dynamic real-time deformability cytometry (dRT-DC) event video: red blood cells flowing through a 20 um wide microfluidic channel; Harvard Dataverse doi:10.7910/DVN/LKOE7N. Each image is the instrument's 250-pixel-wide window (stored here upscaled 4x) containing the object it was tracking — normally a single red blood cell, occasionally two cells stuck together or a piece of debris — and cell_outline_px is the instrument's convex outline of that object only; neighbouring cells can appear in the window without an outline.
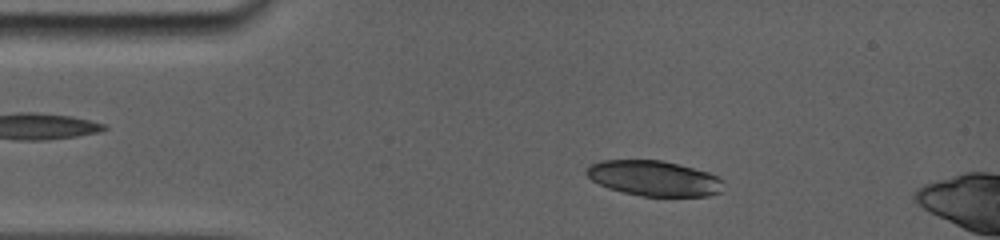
{"species": "common noctule bat (a hibernating species)", "species_latin": "Nyctalus noctula", "temperature_condition": "room temperature", "stored_images_in_passage": 4, "camera_frame_rate_fps": 5000, "um_per_image_px": 0.085, "animal": {"sex": "female", "body_mass_g": 19.0, "forearm_length_mm": 56.7}, "frame": {"image": 1, "passage_image": 2, "time_ms": 1.0, "image_size_px": [1000, 240], "cell_outline_px": [[724, 180], [720, 192], [708, 196], [640, 196], [608, 188], [592, 180], [584, 172], [592, 164], [604, 160], [660, 160], [708, 172]], "centroid_in_image_um": [55.59, 15.16], "position_along_channel_um": 29.4, "area_um2": 27.92}}